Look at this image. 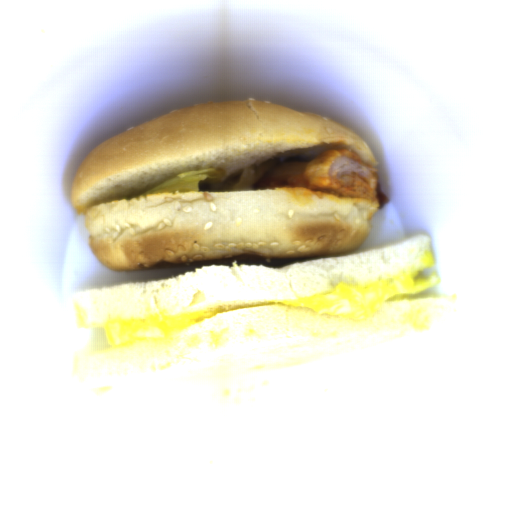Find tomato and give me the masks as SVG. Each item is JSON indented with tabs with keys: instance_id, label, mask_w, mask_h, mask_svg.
Instances as JSON below:
<instances>
[{
	"instance_id": "obj_1",
	"label": "tomato",
	"mask_w": 512,
	"mask_h": 512,
	"mask_svg": "<svg viewBox=\"0 0 512 512\" xmlns=\"http://www.w3.org/2000/svg\"><path fill=\"white\" fill-rule=\"evenodd\" d=\"M376 198L380 205H385L389 200L388 196L383 194L382 187L378 183H377V190H376Z\"/></svg>"
}]
</instances>
